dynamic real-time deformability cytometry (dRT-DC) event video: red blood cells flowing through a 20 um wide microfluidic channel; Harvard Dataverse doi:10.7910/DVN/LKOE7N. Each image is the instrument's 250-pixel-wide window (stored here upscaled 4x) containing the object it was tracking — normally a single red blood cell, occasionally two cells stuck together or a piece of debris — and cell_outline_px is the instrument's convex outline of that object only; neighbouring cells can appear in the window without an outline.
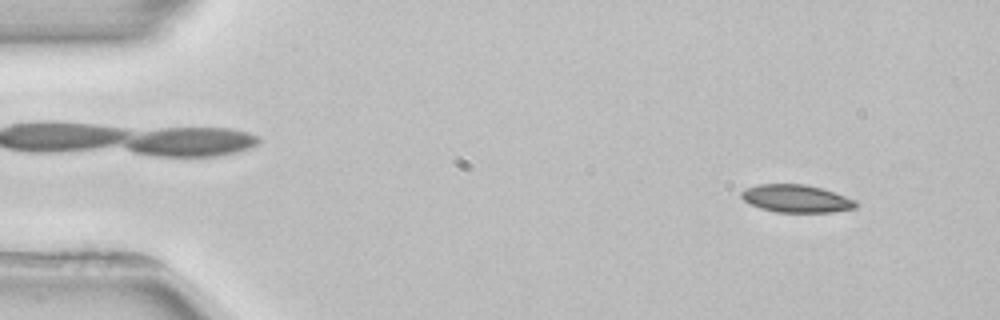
{"species": "common noctule bat (a hibernating species)", "species_latin": "Nyctalus noctula", "temperature_condition": "room temperature", "stored_images_in_passage": 3, "camera_frame_rate_fps": 3000, "um_per_image_px": 0.085, "animal": {"sex": "female", "body_mass_g": 22.7, "forearm_length_mm": 54.2}, "frame": {"image": 1, "passage_image": 1, "time_ms": 0.0, "image_size_px": [1000, 320], "cell_outline_px": [[856, 208], [832, 212], [776, 212], [760, 208], [748, 204], [740, 196], [740, 192], [744, 188], [756, 184], [804, 184], [820, 188], [856, 200]], "centroid_in_image_um": [67.61, 16.88], "position_along_channel_um": 17.4, "area_um2": 18.5}}